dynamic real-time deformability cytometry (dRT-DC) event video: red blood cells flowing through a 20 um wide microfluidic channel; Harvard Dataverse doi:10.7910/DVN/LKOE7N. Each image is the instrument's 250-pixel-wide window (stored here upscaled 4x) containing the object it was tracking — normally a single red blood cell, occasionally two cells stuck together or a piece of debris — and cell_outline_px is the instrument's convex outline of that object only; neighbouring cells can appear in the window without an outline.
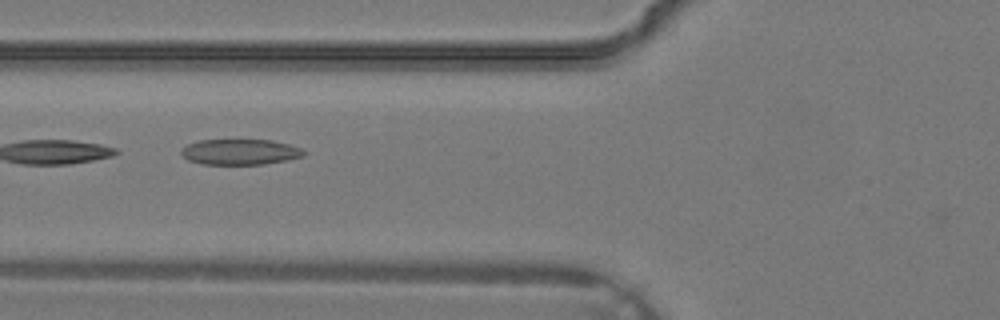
{"species": "common noctule bat (a hibernating species)", "species_latin": "Nyctalus noctula", "temperature_condition": "warm", "stored_images_in_passage": 25, "camera_frame_rate_fps": 3000, "um_per_image_px": 0.085, "animal": {"sex": "male", "body_mass_g": 19.2, "forearm_length_mm": 51.8}, "frame": {"image": 1, "passage_image": 5, "time_ms": 1.333, "image_size_px": [1000, 320], "cell_outline_px": [[304, 156], [288, 160], [264, 164], [200, 164], [188, 160], [180, 152], [188, 144], [200, 140], [272, 140], [288, 144], [300, 148], [304, 152]], "centroid_in_image_um": [20.41, 12.92], "position_along_channel_um": 105.4, "area_um2": 18.15}}